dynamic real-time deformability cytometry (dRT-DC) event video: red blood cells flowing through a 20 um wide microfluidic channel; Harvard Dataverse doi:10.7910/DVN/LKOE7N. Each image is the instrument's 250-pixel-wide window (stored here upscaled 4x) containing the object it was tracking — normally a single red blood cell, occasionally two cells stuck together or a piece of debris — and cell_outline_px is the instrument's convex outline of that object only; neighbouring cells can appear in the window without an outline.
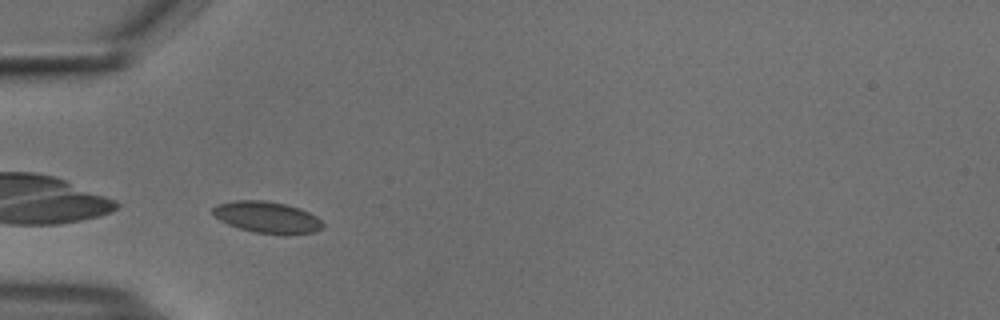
{"species": "common noctule bat (a hibernating species)", "species_latin": "Nyctalus noctula", "temperature_condition": "cold", "stored_images_in_passage": 38, "camera_frame_rate_fps": 3000, "um_per_image_px": 0.085, "animal": {"sex": "male", "body_mass_g": 18.8}, "frame": {"image": 1, "passage_image": 1, "time_ms": 0.0, "image_size_px": [1000, 320], "cell_outline_px": [[324, 224], [320, 228], [312, 232], [256, 232], [240, 228], [228, 224], [212, 216], [212, 208], [216, 204], [236, 200], [264, 200], [284, 204], [300, 208], [316, 216]], "centroid_in_image_um": [22.61, 18.41], "position_along_channel_um": 62.4, "area_um2": 19.48}}
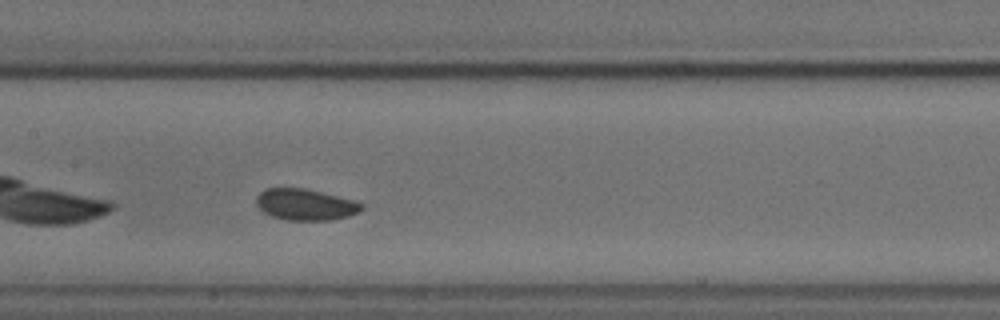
{"frame": {"image": 2, "passage_image": 11, "time_ms": 3.333, "image_size_px": [1000, 320], "cell_outline_px": [[364, 208], [348, 216], [332, 220], [284, 220], [272, 216], [264, 212], [256, 204], [256, 196], [264, 188], [304, 188], [356, 200], [364, 204]], "centroid_in_image_um": [25.96, 17.38], "position_along_channel_um": 181.4, "area_um2": 19.31}}
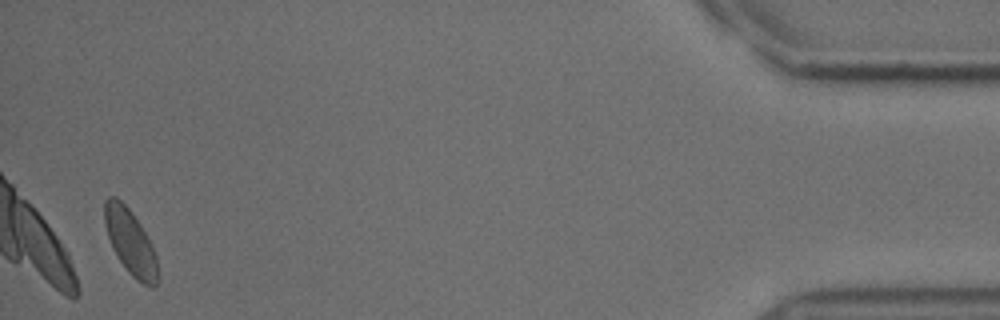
{"frame": {"image": 3, "passage_image": 37, "time_ms": 12.0, "image_size_px": [1000, 320], "cell_outline_px": [[160, 280], [156, 288], [152, 288], [136, 280], [128, 272], [112, 248], [104, 224], [104, 200], [108, 196], [116, 196], [132, 212], [140, 224], [156, 256], [160, 276]], "centroid_in_image_um": [11.1, 20.62], "position_along_channel_um": 424.1, "area_um2": 20.35}}